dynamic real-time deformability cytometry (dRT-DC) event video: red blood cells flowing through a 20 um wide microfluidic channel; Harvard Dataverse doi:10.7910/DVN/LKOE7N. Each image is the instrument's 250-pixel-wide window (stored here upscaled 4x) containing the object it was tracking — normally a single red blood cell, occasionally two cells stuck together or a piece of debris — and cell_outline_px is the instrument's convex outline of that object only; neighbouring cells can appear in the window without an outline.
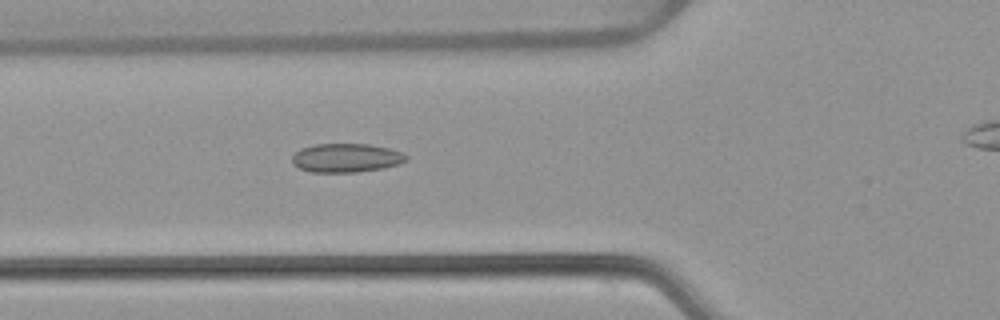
{"species": "common noctule bat (a hibernating species)", "species_latin": "Nyctalus noctula", "temperature_condition": "warm", "stored_images_in_passage": 48, "camera_frame_rate_fps": 3000, "um_per_image_px": 0.085, "animal": {"sex": "female", "body_mass_g": 22.7, "forearm_length_mm": 54.2}, "frame": {"image": 1, "passage_image": 20, "time_ms": 6.333, "image_size_px": [1000, 320], "cell_outline_px": [[408, 160], [400, 164], [384, 168], [356, 172], [312, 172], [300, 168], [292, 164], [292, 156], [300, 148], [316, 144], [368, 144], [388, 148], [400, 152], [408, 156]], "centroid_in_image_um": [29.43, 13.42], "position_along_channel_um": 96.4, "area_um2": 19.19}}
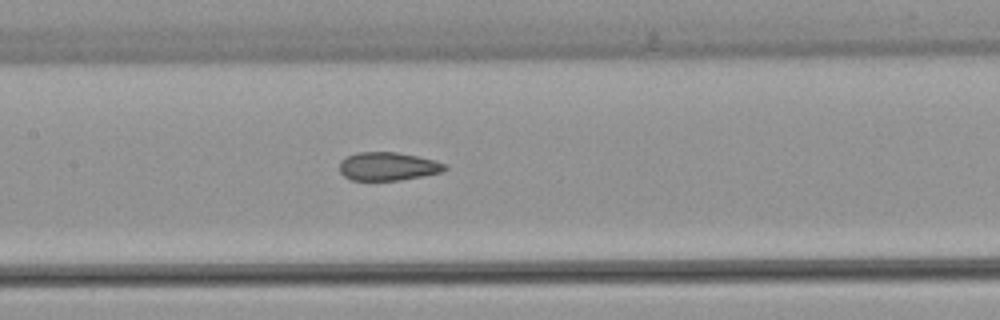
{"frame": {"image": 2, "passage_image": 26, "time_ms": 8.333, "image_size_px": [1000, 320], "cell_outline_px": [[448, 168], [444, 172], [400, 180], [352, 180], [344, 176], [340, 172], [340, 160], [356, 152], [396, 152], [436, 160], [444, 164]], "centroid_in_image_um": [32.98, 14.14], "position_along_channel_um": 174.4, "area_um2": 17.4}}
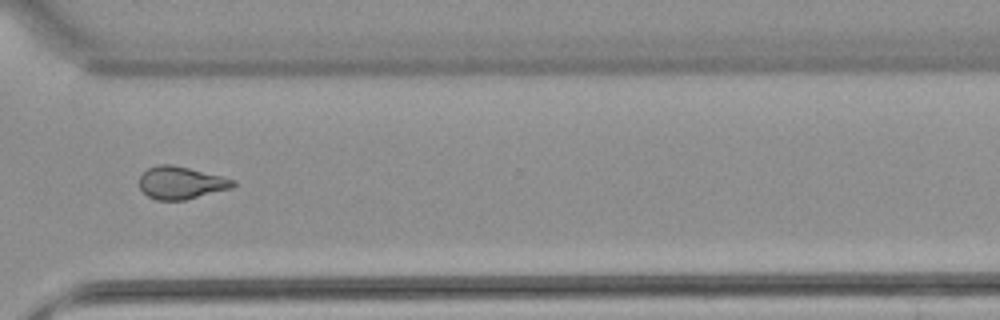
{"frame": {"image": 3, "passage_image": 40, "time_ms": 13.0, "image_size_px": [1000, 320], "cell_outline_px": [[236, 184], [232, 188], [184, 200], [156, 200], [148, 196], [140, 188], [140, 176], [148, 168], [156, 164], [172, 164], [236, 180]], "centroid_in_image_um": [15.37, 15.53], "position_along_channel_um": 355.2, "area_um2": 17.63}, "authors_computed_cell_mechanics": {"area_um2": 18.4671, "velocity_mm_per_s": 3.8728, "shape_relaxation_time_tau1_ms": null, "shape_relaxation_time_tau2_ms": 2.2423, "deformation_change_tau1": null, "deformation_change_tau2": 0.0746}}